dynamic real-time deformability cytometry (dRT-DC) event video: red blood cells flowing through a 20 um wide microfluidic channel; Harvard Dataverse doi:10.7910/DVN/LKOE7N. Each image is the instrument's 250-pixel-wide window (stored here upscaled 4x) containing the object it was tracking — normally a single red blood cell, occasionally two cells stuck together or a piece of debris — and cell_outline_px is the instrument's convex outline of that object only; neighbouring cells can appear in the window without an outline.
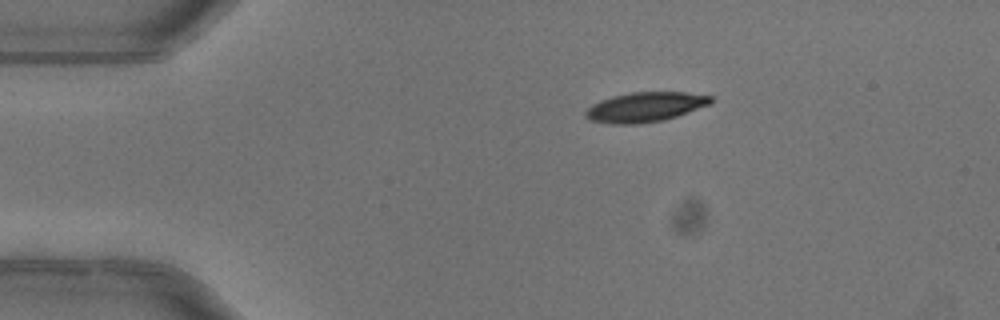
{"species": "common noctule bat (a hibernating species)", "species_latin": "Nyctalus noctula", "temperature_condition": "warm", "stored_images_in_passage": 2, "camera_frame_rate_fps": 3000, "um_per_image_px": 0.085, "animal": {"sex": "female"}, "frame": {"image": 1, "passage_image": 2, "time_ms": 0.333, "image_size_px": [1000, 320], "cell_outline_px": [[712, 104], [664, 120], [632, 124], [612, 124], [592, 120], [584, 116], [584, 112], [592, 104], [600, 100], [612, 96], [632, 92], [688, 92], [712, 96]], "centroid_in_image_um": [54.85, 9.09], "position_along_channel_um": 30.1, "area_um2": 21.68}}